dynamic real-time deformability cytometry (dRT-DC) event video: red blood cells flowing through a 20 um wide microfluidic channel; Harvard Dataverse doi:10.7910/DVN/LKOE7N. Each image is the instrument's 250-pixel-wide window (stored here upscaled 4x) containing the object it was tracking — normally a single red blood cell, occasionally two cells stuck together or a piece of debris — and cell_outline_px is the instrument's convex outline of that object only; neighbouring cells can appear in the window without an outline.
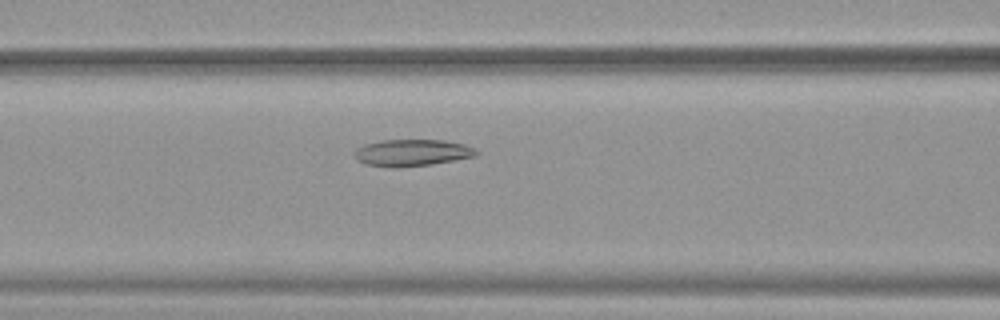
{"species": "common noctule bat (a hibernating species)", "species_latin": "Nyctalus noctula", "temperature_condition": "warm", "stored_images_in_passage": 44, "camera_frame_rate_fps": 3000, "um_per_image_px": 0.085, "animal": {"sex": "female", "body_mass_g": 19.9}, "frame": {"image": 1, "passage_image": 14, "time_ms": 4.333, "image_size_px": [1000, 320], "cell_outline_px": [[480, 152], [476, 156], [432, 164], [400, 168], [388, 168], [364, 164], [356, 160], [352, 156], [352, 152], [356, 148], [364, 144], [380, 140], [444, 140], [464, 144], [476, 148]], "centroid_in_image_um": [34.97, 12.99], "position_along_channel_um": 131.6, "area_um2": 19.54}}
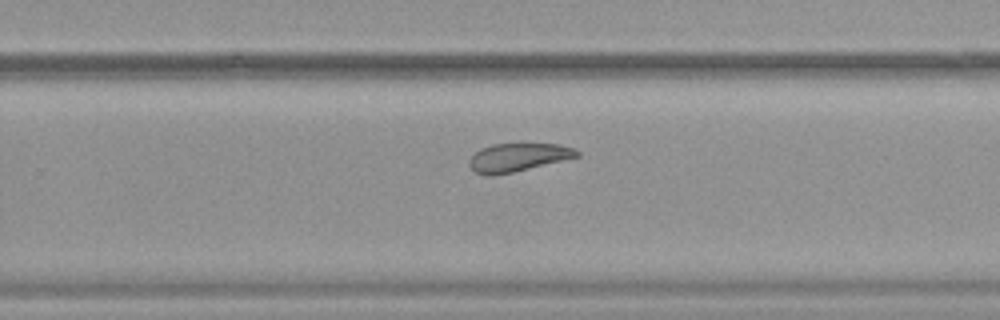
{"frame": {"image": 2, "passage_image": 26, "time_ms": 8.333, "image_size_px": [1000, 320], "cell_outline_px": [[580, 156], [512, 172], [488, 176], [476, 172], [468, 164], [468, 160], [480, 148], [492, 144], [524, 140], [556, 144], [572, 148], [580, 152]], "centroid_in_image_um": [44.02, 13.31], "position_along_channel_um": 285.8, "area_um2": 18.32}}
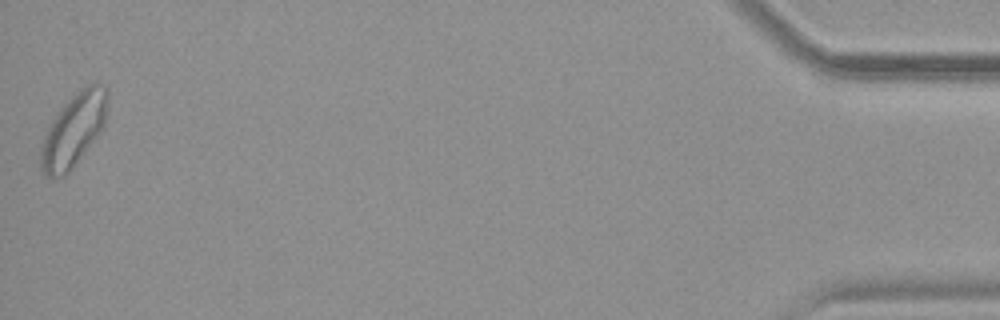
{"frame": {"image": 3, "passage_image": 44, "time_ms": 14.333, "image_size_px": [1000, 320], "cell_outline_px": [[108, 96], [104, 124], [100, 132], [68, 172], [64, 176], [44, 176], [40, 172], [40, 144], [56, 112], [76, 92], [88, 84], [104, 84], [108, 88]], "centroid_in_image_um": [6.23, 11.04], "position_along_channel_um": 429.0, "area_um2": 28.15}, "authors_computed_cell_mechanics": {"area_um2": 20.2878, "velocity_mm_per_s": 3.8723, "shape_relaxation_time_tau1_ms": null, "shape_relaxation_time_tau2_ms": 1.9428, "deformation_change_tau1": null, "deformation_change_tau2": 0.0813}}